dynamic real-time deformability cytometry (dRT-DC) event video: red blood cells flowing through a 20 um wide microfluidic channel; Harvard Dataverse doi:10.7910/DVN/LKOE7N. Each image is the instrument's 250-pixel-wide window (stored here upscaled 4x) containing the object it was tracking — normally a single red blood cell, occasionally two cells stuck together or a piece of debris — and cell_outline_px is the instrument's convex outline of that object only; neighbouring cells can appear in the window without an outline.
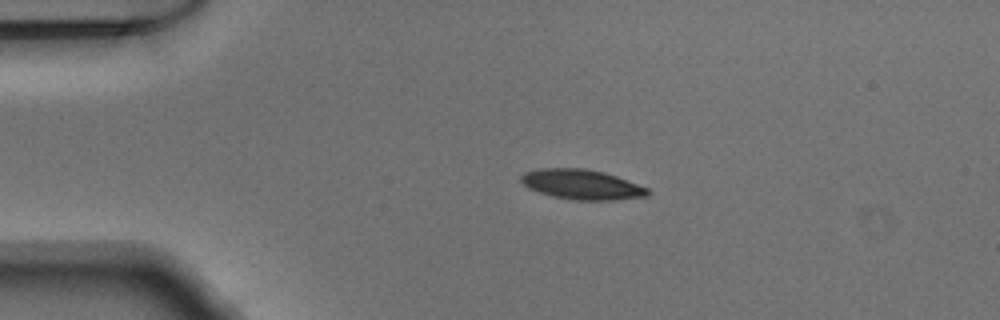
{"species": "Egyptian fruit bat (a non-hibernating species)", "species_latin": "Rousettus aegyptiacus", "temperature_condition": "warm", "stored_images_in_passage": 41, "camera_frame_rate_fps": 3000, "um_per_image_px": 0.085, "animal": {"sex": "male"}, "frame": {"image": 1, "passage_image": 1, "time_ms": 0.0, "image_size_px": [1000, 320], "cell_outline_px": [[652, 192], [648, 196], [612, 200], [572, 200], [552, 196], [528, 188], [520, 180], [520, 176], [524, 172], [536, 168], [584, 168], [604, 172], [616, 176], [648, 188]], "centroid_in_image_um": [49.44, 15.67], "position_along_channel_um": 35.6, "area_um2": 22.2}}
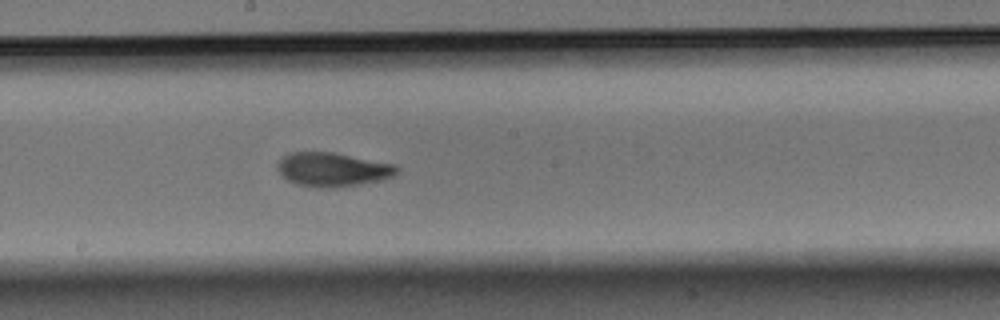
{"frame": {"image": 2, "passage_image": 18, "time_ms": 5.667, "image_size_px": [1000, 320], "cell_outline_px": [[400, 168], [392, 176], [380, 180], [360, 184], [336, 188], [316, 188], [296, 184], [288, 180], [276, 168], [276, 164], [288, 152], [332, 152], [392, 164]], "centroid_in_image_um": [28.22, 14.42], "position_along_channel_um": 220.0, "area_um2": 23.47}}
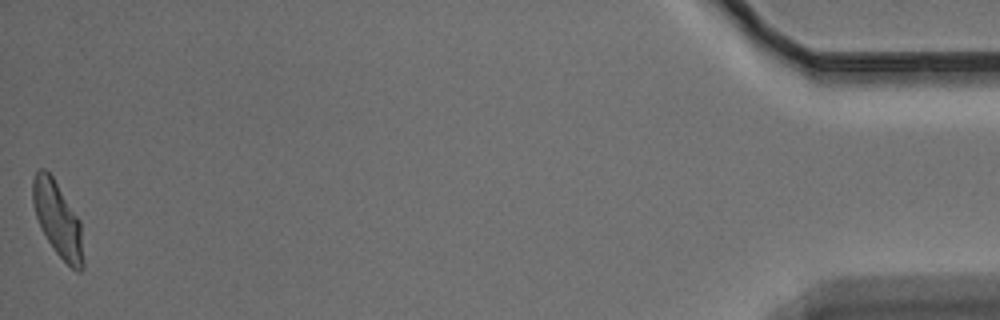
{"frame": {"image": 3, "passage_image": 41, "time_ms": 13.333, "image_size_px": [1000, 320], "cell_outline_px": [[84, 268], [80, 272], [76, 272], [56, 252], [48, 240], [36, 216], [32, 204], [32, 180], [36, 172], [40, 168], [44, 168], [52, 176], [80, 220], [84, 260]], "centroid_in_image_um": [4.92, 18.65], "position_along_channel_um": 430.3, "area_um2": 21.79}}